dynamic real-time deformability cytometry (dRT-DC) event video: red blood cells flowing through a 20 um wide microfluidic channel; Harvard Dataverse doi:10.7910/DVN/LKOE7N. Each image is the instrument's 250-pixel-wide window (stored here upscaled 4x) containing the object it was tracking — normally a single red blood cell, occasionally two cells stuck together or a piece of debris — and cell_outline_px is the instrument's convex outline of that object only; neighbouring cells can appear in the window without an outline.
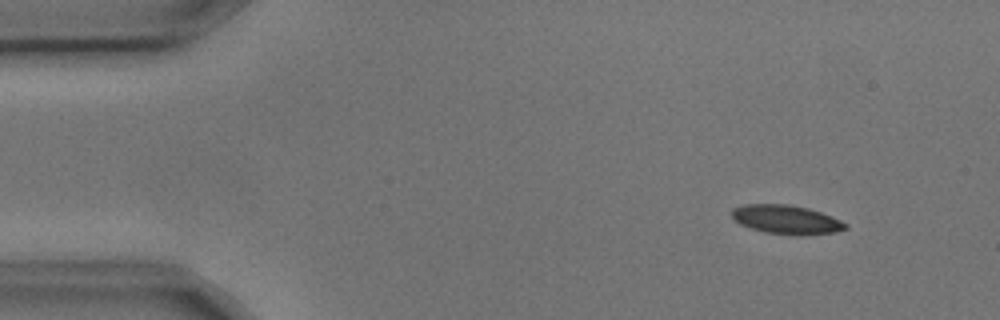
{"species": "common noctule bat (a hibernating species)", "species_latin": "Nyctalus noctula", "temperature_condition": "cold", "stored_images_in_passage": 10, "camera_frame_rate_fps": 3000, "um_per_image_px": 0.085, "animal": {"sex": "male", "body_mass_g": 17.9, "forearm_length_mm": 54.2}, "frame": {"image": 1, "passage_image": 1, "time_ms": 0.0, "image_size_px": [1000, 320], "cell_outline_px": [[848, 228], [836, 232], [764, 232], [740, 224], [732, 220], [732, 208], [744, 204], [788, 204], [808, 208], [832, 216], [848, 224]], "centroid_in_image_um": [66.77, 18.6], "position_along_channel_um": 18.2, "area_um2": 18.32}}
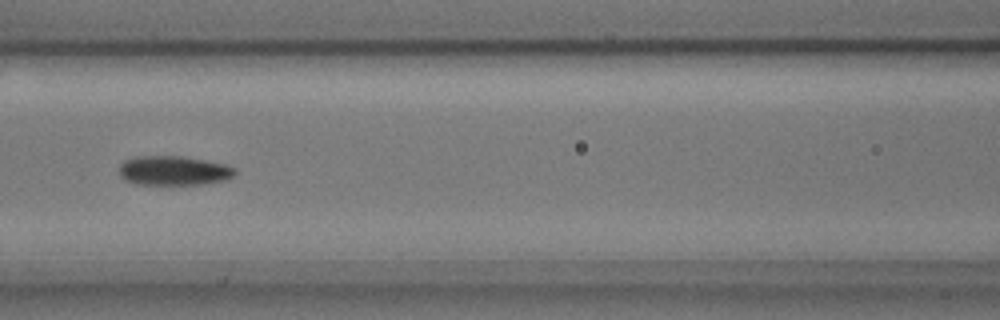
{"frame": {"image": 2, "passage_image": 6, "time_ms": 1.667, "image_size_px": [1000, 320], "cell_outline_px": [[236, 172], [228, 180], [204, 184], [136, 184], [124, 180], [120, 176], [120, 164], [124, 160], [132, 156], [184, 156], [224, 164], [236, 168]], "centroid_in_image_um": [14.75, 14.5], "position_along_channel_um": 151.8, "area_um2": 20.0}}
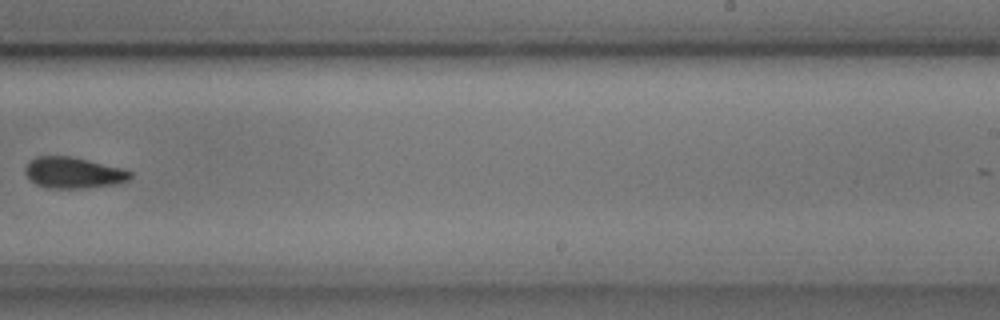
{"frame": {"image": 3, "passage_image": 9, "time_ms": 2.667, "image_size_px": [1000, 320], "cell_outline_px": [[132, 176], [128, 180], [116, 184], [84, 188], [48, 188], [36, 184], [24, 172], [24, 168], [36, 156], [72, 156], [124, 168], [132, 172]], "centroid_in_image_um": [6.27, 14.67], "position_along_channel_um": 282.7, "area_um2": 19.07}}